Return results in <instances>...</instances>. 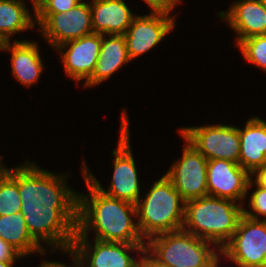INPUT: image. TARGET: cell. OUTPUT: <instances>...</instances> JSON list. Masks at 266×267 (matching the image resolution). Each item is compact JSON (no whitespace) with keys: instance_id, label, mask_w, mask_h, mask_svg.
<instances>
[{"instance_id":"6da1fadb","label":"cell","mask_w":266,"mask_h":267,"mask_svg":"<svg viewBox=\"0 0 266 267\" xmlns=\"http://www.w3.org/2000/svg\"><path fill=\"white\" fill-rule=\"evenodd\" d=\"M30 163L27 160L18 167L21 211L28 232L39 245L44 241L51 249L69 253L78 224V193L67 186L63 174Z\"/></svg>"},{"instance_id":"7a4b0ae2","label":"cell","mask_w":266,"mask_h":267,"mask_svg":"<svg viewBox=\"0 0 266 267\" xmlns=\"http://www.w3.org/2000/svg\"><path fill=\"white\" fill-rule=\"evenodd\" d=\"M89 195L78 193V224L75 236H87L95 231V239L106 242L145 244L140 234L136 205L104 194L84 175ZM90 228V229H89Z\"/></svg>"},{"instance_id":"3957f363","label":"cell","mask_w":266,"mask_h":267,"mask_svg":"<svg viewBox=\"0 0 266 267\" xmlns=\"http://www.w3.org/2000/svg\"><path fill=\"white\" fill-rule=\"evenodd\" d=\"M242 206L243 203L209 195L186 201L182 229L213 243L220 251L237 228Z\"/></svg>"},{"instance_id":"277c9868","label":"cell","mask_w":266,"mask_h":267,"mask_svg":"<svg viewBox=\"0 0 266 267\" xmlns=\"http://www.w3.org/2000/svg\"><path fill=\"white\" fill-rule=\"evenodd\" d=\"M143 201V202H142ZM138 228L143 239L182 229L185 201L172 182L163 175L136 203Z\"/></svg>"},{"instance_id":"5b68a950","label":"cell","mask_w":266,"mask_h":267,"mask_svg":"<svg viewBox=\"0 0 266 267\" xmlns=\"http://www.w3.org/2000/svg\"><path fill=\"white\" fill-rule=\"evenodd\" d=\"M213 244L179 229L151 237L145 253L162 267H218L220 251Z\"/></svg>"},{"instance_id":"8992f818","label":"cell","mask_w":266,"mask_h":267,"mask_svg":"<svg viewBox=\"0 0 266 267\" xmlns=\"http://www.w3.org/2000/svg\"><path fill=\"white\" fill-rule=\"evenodd\" d=\"M129 130L128 116L127 113L123 111L118 146L117 149L112 151V155L115 156L113 165L114 173L109 189L106 191L101 187L99 181L85 165V161H83L85 168L84 175L88 177L104 194L136 205L141 199L140 183L138 182L136 164L130 147Z\"/></svg>"},{"instance_id":"52a82bcc","label":"cell","mask_w":266,"mask_h":267,"mask_svg":"<svg viewBox=\"0 0 266 267\" xmlns=\"http://www.w3.org/2000/svg\"><path fill=\"white\" fill-rule=\"evenodd\" d=\"M220 253L238 267H266V221L242 215Z\"/></svg>"},{"instance_id":"ba28073f","label":"cell","mask_w":266,"mask_h":267,"mask_svg":"<svg viewBox=\"0 0 266 267\" xmlns=\"http://www.w3.org/2000/svg\"><path fill=\"white\" fill-rule=\"evenodd\" d=\"M87 238V236H75L68 253L73 256L77 267H84V265L86 267H138L139 260L133 259L129 251L145 253L146 244L106 242L95 239L92 246Z\"/></svg>"},{"instance_id":"9c48e42d","label":"cell","mask_w":266,"mask_h":267,"mask_svg":"<svg viewBox=\"0 0 266 267\" xmlns=\"http://www.w3.org/2000/svg\"><path fill=\"white\" fill-rule=\"evenodd\" d=\"M179 131L207 160L224 159L239 164L241 144L238 127L219 124L182 127Z\"/></svg>"},{"instance_id":"30bf717a","label":"cell","mask_w":266,"mask_h":267,"mask_svg":"<svg viewBox=\"0 0 266 267\" xmlns=\"http://www.w3.org/2000/svg\"><path fill=\"white\" fill-rule=\"evenodd\" d=\"M35 18L54 48L93 33L90 4L83 0L67 12L35 13Z\"/></svg>"},{"instance_id":"8fae6325","label":"cell","mask_w":266,"mask_h":267,"mask_svg":"<svg viewBox=\"0 0 266 267\" xmlns=\"http://www.w3.org/2000/svg\"><path fill=\"white\" fill-rule=\"evenodd\" d=\"M187 143L183 149L182 159L173 163L172 167L164 174L186 202L208 195L207 188V162L208 160Z\"/></svg>"},{"instance_id":"7c38bea8","label":"cell","mask_w":266,"mask_h":267,"mask_svg":"<svg viewBox=\"0 0 266 267\" xmlns=\"http://www.w3.org/2000/svg\"><path fill=\"white\" fill-rule=\"evenodd\" d=\"M250 174L238 163L224 159L207 162L208 195L240 203L253 186Z\"/></svg>"},{"instance_id":"4fadbf2b","label":"cell","mask_w":266,"mask_h":267,"mask_svg":"<svg viewBox=\"0 0 266 267\" xmlns=\"http://www.w3.org/2000/svg\"><path fill=\"white\" fill-rule=\"evenodd\" d=\"M175 28L174 16L151 12L150 15L135 16L124 34L130 60L148 52L158 45Z\"/></svg>"},{"instance_id":"5bb4252c","label":"cell","mask_w":266,"mask_h":267,"mask_svg":"<svg viewBox=\"0 0 266 267\" xmlns=\"http://www.w3.org/2000/svg\"><path fill=\"white\" fill-rule=\"evenodd\" d=\"M102 34L91 33L68 41L56 49L62 54L65 72L75 81L86 83L92 76L101 51ZM68 48L65 53L63 49Z\"/></svg>"},{"instance_id":"9a60e30c","label":"cell","mask_w":266,"mask_h":267,"mask_svg":"<svg viewBox=\"0 0 266 267\" xmlns=\"http://www.w3.org/2000/svg\"><path fill=\"white\" fill-rule=\"evenodd\" d=\"M219 16L238 34L237 45L248 37L266 34V7L261 0H239Z\"/></svg>"},{"instance_id":"2e32d148","label":"cell","mask_w":266,"mask_h":267,"mask_svg":"<svg viewBox=\"0 0 266 267\" xmlns=\"http://www.w3.org/2000/svg\"><path fill=\"white\" fill-rule=\"evenodd\" d=\"M93 32L124 35L135 17L124 0H92L90 4Z\"/></svg>"},{"instance_id":"e0dca14e","label":"cell","mask_w":266,"mask_h":267,"mask_svg":"<svg viewBox=\"0 0 266 267\" xmlns=\"http://www.w3.org/2000/svg\"><path fill=\"white\" fill-rule=\"evenodd\" d=\"M1 43L0 50L11 52L12 73L21 84L30 87L37 82L44 65L41 61L37 43L16 40Z\"/></svg>"},{"instance_id":"ac0fdd59","label":"cell","mask_w":266,"mask_h":267,"mask_svg":"<svg viewBox=\"0 0 266 267\" xmlns=\"http://www.w3.org/2000/svg\"><path fill=\"white\" fill-rule=\"evenodd\" d=\"M240 137L239 165L249 174L266 163V121L250 118L244 129L238 128Z\"/></svg>"},{"instance_id":"d6986e66","label":"cell","mask_w":266,"mask_h":267,"mask_svg":"<svg viewBox=\"0 0 266 267\" xmlns=\"http://www.w3.org/2000/svg\"><path fill=\"white\" fill-rule=\"evenodd\" d=\"M102 35L101 51L95 70L90 79L84 84L90 87L102 83L110 78L121 66L130 61L124 35H109V39Z\"/></svg>"},{"instance_id":"ffe728a7","label":"cell","mask_w":266,"mask_h":267,"mask_svg":"<svg viewBox=\"0 0 266 267\" xmlns=\"http://www.w3.org/2000/svg\"><path fill=\"white\" fill-rule=\"evenodd\" d=\"M0 238L10 244L22 256L31 253L45 254L43 245H39L28 232L22 211L15 214L0 216Z\"/></svg>"},{"instance_id":"44dd1931","label":"cell","mask_w":266,"mask_h":267,"mask_svg":"<svg viewBox=\"0 0 266 267\" xmlns=\"http://www.w3.org/2000/svg\"><path fill=\"white\" fill-rule=\"evenodd\" d=\"M22 0H0V43L10 41V36L36 25Z\"/></svg>"},{"instance_id":"7402d4cb","label":"cell","mask_w":266,"mask_h":267,"mask_svg":"<svg viewBox=\"0 0 266 267\" xmlns=\"http://www.w3.org/2000/svg\"><path fill=\"white\" fill-rule=\"evenodd\" d=\"M21 210L18 187V166L7 169L0 162V216L15 214Z\"/></svg>"},{"instance_id":"603a6c76","label":"cell","mask_w":266,"mask_h":267,"mask_svg":"<svg viewBox=\"0 0 266 267\" xmlns=\"http://www.w3.org/2000/svg\"><path fill=\"white\" fill-rule=\"evenodd\" d=\"M238 47L246 61L266 70V34L248 37Z\"/></svg>"},{"instance_id":"cb8c5ba5","label":"cell","mask_w":266,"mask_h":267,"mask_svg":"<svg viewBox=\"0 0 266 267\" xmlns=\"http://www.w3.org/2000/svg\"><path fill=\"white\" fill-rule=\"evenodd\" d=\"M34 13L67 12L82 0H31Z\"/></svg>"},{"instance_id":"d4e9b609","label":"cell","mask_w":266,"mask_h":267,"mask_svg":"<svg viewBox=\"0 0 266 267\" xmlns=\"http://www.w3.org/2000/svg\"><path fill=\"white\" fill-rule=\"evenodd\" d=\"M256 187L257 189L254 190L250 196V204L248 205L251 207L253 212L243 208V215L254 220H260L259 215H262L265 216L263 220L266 221V190L258 186Z\"/></svg>"},{"instance_id":"484cf974","label":"cell","mask_w":266,"mask_h":267,"mask_svg":"<svg viewBox=\"0 0 266 267\" xmlns=\"http://www.w3.org/2000/svg\"><path fill=\"white\" fill-rule=\"evenodd\" d=\"M151 8V12H161L170 14L174 6L181 2L180 0H144Z\"/></svg>"},{"instance_id":"4316f807","label":"cell","mask_w":266,"mask_h":267,"mask_svg":"<svg viewBox=\"0 0 266 267\" xmlns=\"http://www.w3.org/2000/svg\"><path fill=\"white\" fill-rule=\"evenodd\" d=\"M20 257L22 258L23 256L16 251L14 247L0 238V261L16 262L15 260L19 259Z\"/></svg>"},{"instance_id":"83f0119b","label":"cell","mask_w":266,"mask_h":267,"mask_svg":"<svg viewBox=\"0 0 266 267\" xmlns=\"http://www.w3.org/2000/svg\"><path fill=\"white\" fill-rule=\"evenodd\" d=\"M256 176L255 178V186L263 188L266 190V163H264L261 167L255 169L250 176Z\"/></svg>"},{"instance_id":"f1b7e54d","label":"cell","mask_w":266,"mask_h":267,"mask_svg":"<svg viewBox=\"0 0 266 267\" xmlns=\"http://www.w3.org/2000/svg\"><path fill=\"white\" fill-rule=\"evenodd\" d=\"M138 267H162L151 259L146 253H143L142 258H139Z\"/></svg>"},{"instance_id":"f546056e","label":"cell","mask_w":266,"mask_h":267,"mask_svg":"<svg viewBox=\"0 0 266 267\" xmlns=\"http://www.w3.org/2000/svg\"><path fill=\"white\" fill-rule=\"evenodd\" d=\"M42 264H40L39 267H68L66 266L64 263H60V262H51V261H43L41 262ZM70 267V266H69ZM73 267H74V262H73Z\"/></svg>"},{"instance_id":"4dcf8cb0","label":"cell","mask_w":266,"mask_h":267,"mask_svg":"<svg viewBox=\"0 0 266 267\" xmlns=\"http://www.w3.org/2000/svg\"><path fill=\"white\" fill-rule=\"evenodd\" d=\"M16 262H3L0 261V267H13V264Z\"/></svg>"},{"instance_id":"1f68e13d","label":"cell","mask_w":266,"mask_h":267,"mask_svg":"<svg viewBox=\"0 0 266 267\" xmlns=\"http://www.w3.org/2000/svg\"><path fill=\"white\" fill-rule=\"evenodd\" d=\"M263 5L266 7V0H261Z\"/></svg>"}]
</instances>
